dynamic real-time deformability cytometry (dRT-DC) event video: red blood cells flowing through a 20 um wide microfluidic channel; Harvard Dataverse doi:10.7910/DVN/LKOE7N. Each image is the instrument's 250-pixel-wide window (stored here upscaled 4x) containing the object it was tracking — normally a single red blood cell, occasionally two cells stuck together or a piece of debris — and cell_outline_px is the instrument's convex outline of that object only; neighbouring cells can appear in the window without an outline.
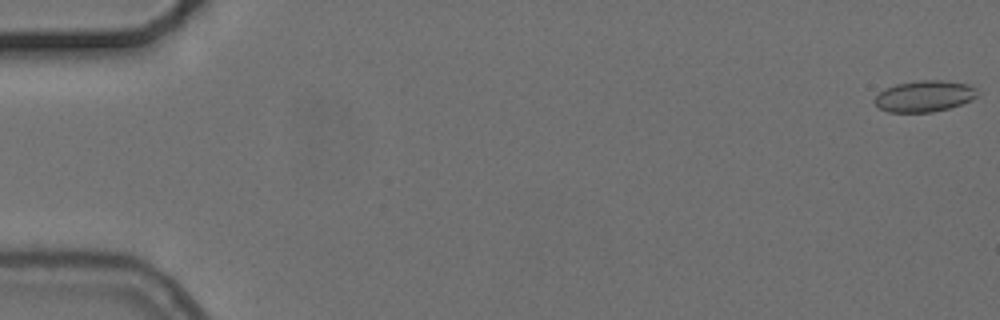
{"species": "common noctule bat (a hibernating species)", "species_latin": "Nyctalus noctula", "temperature_condition": "cold", "stored_images_in_passage": 10, "camera_frame_rate_fps": 3000, "um_per_image_px": 0.085, "animal": {"sex": "female", "body_mass_g": 24.6, "forearm_length_mm": 56.2}, "frame": {"image": 1, "passage_image": 1, "time_ms": 0.0, "image_size_px": [1000, 320], "cell_outline_px": [[980, 96], [972, 100], [948, 108], [932, 112], [888, 112], [880, 108], [872, 100], [884, 88], [896, 84], [916, 80], [948, 80], [968, 84], [976, 88]], "centroid_in_image_um": [78.6, 8.16], "position_along_channel_um": 6.4, "area_um2": 18.96}}
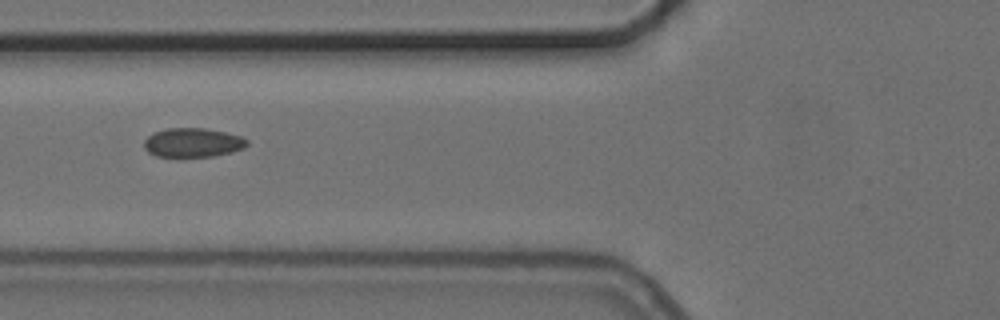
{"frame": {"image": 2, "passage_image": 6, "time_ms": 7.0, "image_size_px": [1000, 320], "cell_outline_px": [[248, 144], [244, 148], [232, 152], [212, 156], [156, 156], [148, 152], [144, 148], [144, 140], [152, 132], [168, 128], [204, 128], [224, 132], [240, 136], [248, 140]], "centroid_in_image_um": [16.37, 12.11], "position_along_channel_um": 109.4, "area_um2": 17.4}}
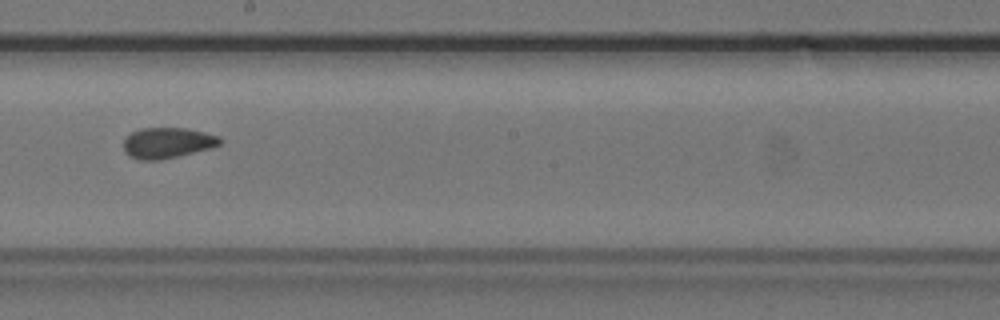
{"frame": {"image": 3, "passage_image": 9, "time_ms": 10.333, "image_size_px": [1000, 320], "cell_outline_px": [[224, 140], [220, 144], [208, 148], [160, 160], [140, 160], [128, 156], [124, 152], [124, 140], [132, 132], [140, 128], [188, 128], [220, 136]], "centroid_in_image_um": [14.21, 12.13], "position_along_channel_um": 234.0, "area_um2": 17.17}}